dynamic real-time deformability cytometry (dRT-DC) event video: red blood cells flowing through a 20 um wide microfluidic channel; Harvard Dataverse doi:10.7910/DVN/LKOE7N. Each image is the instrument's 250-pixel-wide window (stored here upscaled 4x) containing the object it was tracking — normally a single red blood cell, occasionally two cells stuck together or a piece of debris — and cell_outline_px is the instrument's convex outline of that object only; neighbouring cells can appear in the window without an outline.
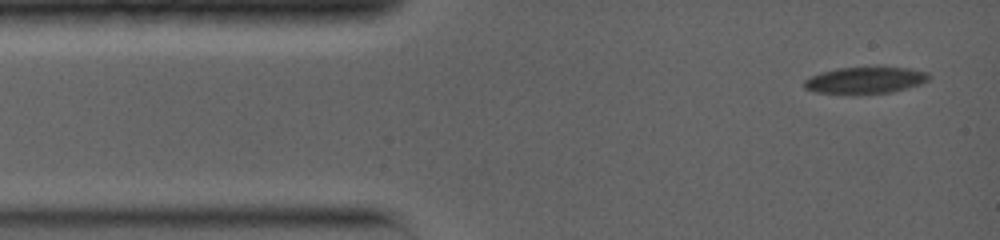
{"species": "common noctule bat (a hibernating species)", "species_latin": "Nyctalus noctula", "temperature_condition": "warm", "stored_images_in_passage": 25, "camera_frame_rate_fps": 5000, "um_per_image_px": 0.085, "animal": {"sex": "female", "body_mass_g": 19.0, "forearm_length_mm": 56.7}, "frame": {"image": 1, "passage_image": 1, "time_ms": 0.0, "image_size_px": [1000, 240], "cell_outline_px": [[932, 76], [928, 80], [920, 84], [892, 92], [852, 96], [816, 92], [804, 88], [804, 80], [812, 76], [836, 68], [912, 68], [928, 72]], "centroid_in_image_um": [73.55, 6.86], "position_along_channel_um": 11.4, "area_um2": 19.65}}
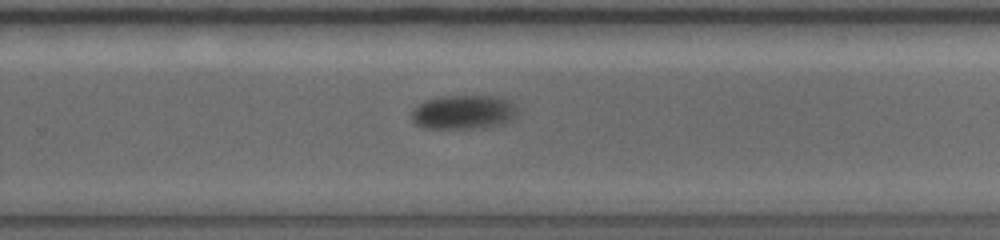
{"frame": {"image": 2, "passage_image": 14, "time_ms": 9.0, "image_size_px": [1000, 240], "cell_outline_px": [[516, 112], [512, 120], [504, 124], [484, 128], [424, 128], [416, 124], [412, 120], [412, 112], [420, 104], [428, 100], [444, 96], [500, 96], [508, 100], [516, 108]], "centroid_in_image_um": [39.44, 9.54], "position_along_channel_um": 290.4, "area_um2": 20.92}}
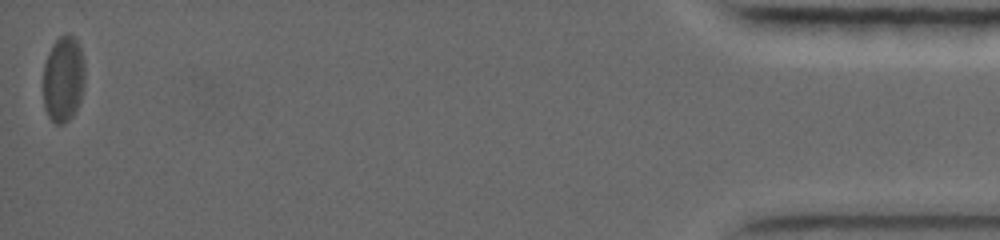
{"frame": {"image": 3, "passage_image": 25, "time_ms": 16.2, "image_size_px": [1000, 240], "cell_outline_px": [[84, 88], [80, 100], [72, 116], [64, 124], [56, 124], [48, 116], [44, 108], [44, 64], [48, 52], [52, 44], [60, 36], [68, 32], [80, 44], [84, 60]], "centroid_in_image_um": [5.39, 6.69], "position_along_channel_um": 429.8, "area_um2": 21.1}, "authors_computed_cell_mechanics": {"area_um2": 20.9236, "velocity_mm_per_s": 3.7785, "shape_relaxation_time_tau1_ms": 2.0895, "shape_relaxation_time_tau2_ms": null, "deformation_change_tau1": 0.1026, "deformation_change_tau2": null}}